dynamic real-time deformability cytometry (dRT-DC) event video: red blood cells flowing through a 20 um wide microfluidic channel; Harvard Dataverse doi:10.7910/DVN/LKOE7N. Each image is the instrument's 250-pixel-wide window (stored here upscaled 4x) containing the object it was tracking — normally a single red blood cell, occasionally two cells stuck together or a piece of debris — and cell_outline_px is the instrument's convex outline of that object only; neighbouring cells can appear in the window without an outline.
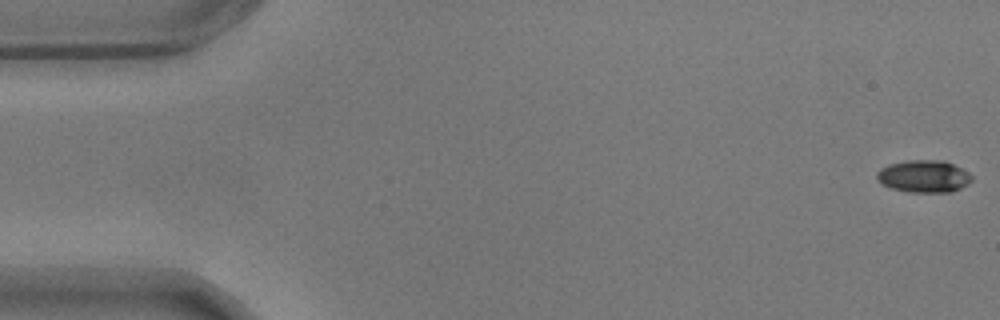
{"species": "common noctule bat (a hibernating species)", "species_latin": "Nyctalus noctula", "temperature_condition": "warm", "stored_images_in_passage": 57, "camera_frame_rate_fps": 3000, "um_per_image_px": 0.085, "animal": {"sex": "male", "body_mass_g": 17.9}, "frame": {"image": 1, "passage_image": 1, "time_ms": 0.0, "image_size_px": [1000, 320], "cell_outline_px": [[972, 180], [968, 184], [952, 192], [908, 192], [892, 188], [880, 184], [876, 180], [876, 172], [880, 168], [888, 164], [908, 160], [940, 160], [952, 164], [968, 172], [972, 176]], "centroid_in_image_um": [78.48, 14.99], "position_along_channel_um": 6.5, "area_um2": 17.98}}
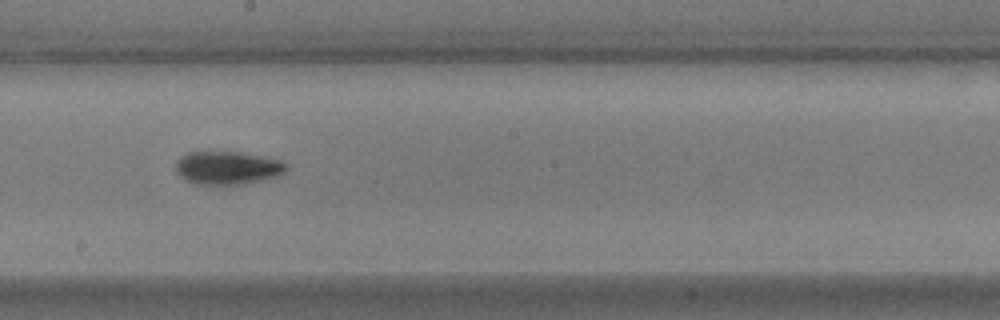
{"frame": {"image": 2, "passage_image": 32, "time_ms": 10.333, "image_size_px": [1000, 320], "cell_outline_px": [[288, 168], [284, 172], [276, 176], [244, 184], [196, 184], [180, 176], [176, 172], [176, 160], [180, 156], [188, 152], [240, 152], [280, 160], [288, 164]], "centroid_in_image_um": [19.33, 14.26], "position_along_channel_um": 228.9, "area_um2": 21.21}}
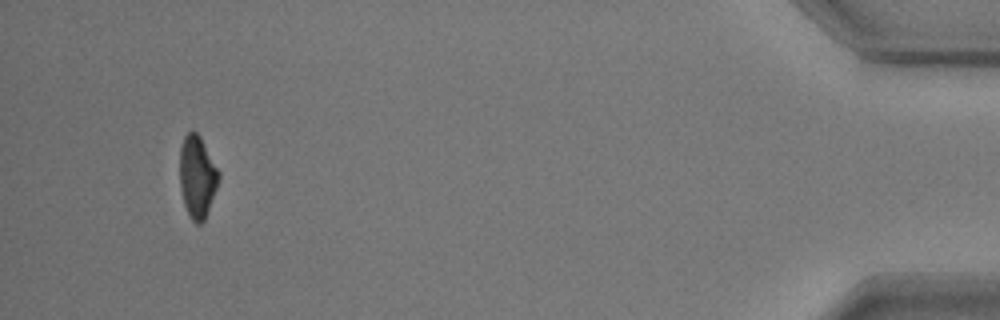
{"frame": {"image": 3, "passage_image": 55, "time_ms": 18.0, "image_size_px": [1000, 320], "cell_outline_px": [[220, 180], [204, 220], [200, 224], [196, 224], [192, 220], [184, 204], [180, 188], [180, 148], [184, 136], [192, 128], [200, 136], [220, 172]], "centroid_in_image_um": [16.77, 15.0], "position_along_channel_um": 418.4, "area_um2": 18.73}, "authors_computed_cell_mechanics": {"area_um2": 19.4786, "velocity_mm_per_s": 3.4675, "shape_relaxation_time_tau1_ms": 3.0497, "shape_relaxation_time_tau2_ms": 6.2854, "deformation_change_tau1": 0.15, "deformation_change_tau2": 0.125}}